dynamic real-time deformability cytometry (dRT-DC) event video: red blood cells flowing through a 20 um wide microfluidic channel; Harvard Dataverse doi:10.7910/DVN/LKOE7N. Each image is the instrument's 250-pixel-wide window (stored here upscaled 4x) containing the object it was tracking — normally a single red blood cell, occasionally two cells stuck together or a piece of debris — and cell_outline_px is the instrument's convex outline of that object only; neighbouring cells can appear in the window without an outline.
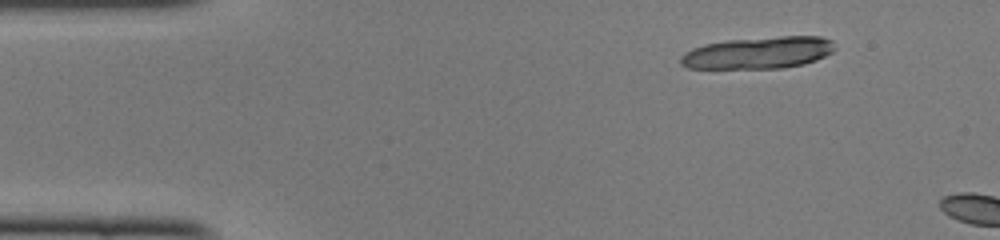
{"species": "common noctule bat (a hibernating species)", "species_latin": "Nyctalus noctula", "temperature_condition": "cold", "stored_images_in_passage": 4, "camera_frame_rate_fps": 3000, "um_per_image_px": 0.085, "animal": {"sex": "female", "body_mass_g": 22.0, "forearm_length_mm": 56.7}, "frame": {"image": 1, "passage_image": 1, "time_ms": 0.0, "image_size_px": [1000, 240], "cell_outline_px": [[836, 48], [832, 52], [816, 60], [804, 64], [784, 68], [688, 68], [680, 64], [680, 56], [684, 52], [692, 48], [704, 44], [728, 40], [780, 36], [820, 36], [832, 40]], "centroid_in_image_um": [64.46, 4.48], "position_along_channel_um": 20.5, "area_um2": 28.84}}